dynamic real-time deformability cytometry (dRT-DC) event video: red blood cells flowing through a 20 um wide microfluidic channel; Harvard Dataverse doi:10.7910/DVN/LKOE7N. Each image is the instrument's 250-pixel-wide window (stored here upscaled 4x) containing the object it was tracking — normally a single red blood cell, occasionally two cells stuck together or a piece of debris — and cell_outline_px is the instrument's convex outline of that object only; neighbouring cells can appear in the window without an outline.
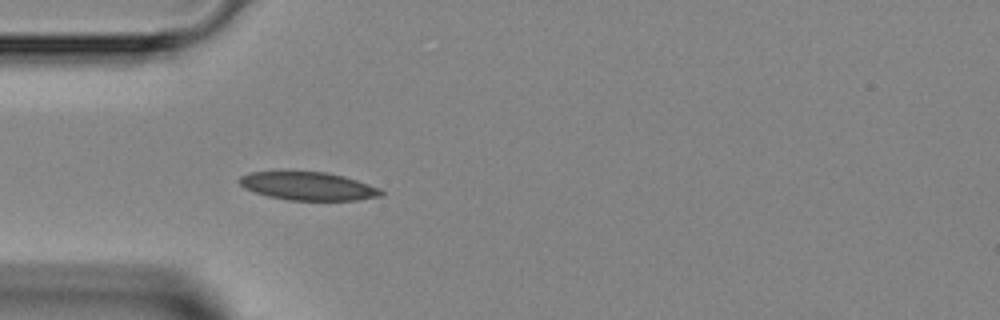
{"species": "Egyptian fruit bat (a non-hibernating species)", "species_latin": "Rousettus aegyptiacus", "temperature_condition": "room temperature", "stored_images_in_passage": 3, "camera_frame_rate_fps": 3000, "um_per_image_px": 0.085, "animal": {"sex": "female"}, "frame": {"image": 1, "passage_image": 3, "time_ms": 2.333, "image_size_px": [1000, 320], "cell_outline_px": [[384, 196], [356, 200], [288, 200], [268, 196], [244, 188], [236, 180], [240, 176], [248, 172], [288, 168], [328, 172], [344, 176], [380, 188], [384, 192]], "centroid_in_image_um": [26.12, 15.76], "position_along_channel_um": 58.9, "area_um2": 24.45}}